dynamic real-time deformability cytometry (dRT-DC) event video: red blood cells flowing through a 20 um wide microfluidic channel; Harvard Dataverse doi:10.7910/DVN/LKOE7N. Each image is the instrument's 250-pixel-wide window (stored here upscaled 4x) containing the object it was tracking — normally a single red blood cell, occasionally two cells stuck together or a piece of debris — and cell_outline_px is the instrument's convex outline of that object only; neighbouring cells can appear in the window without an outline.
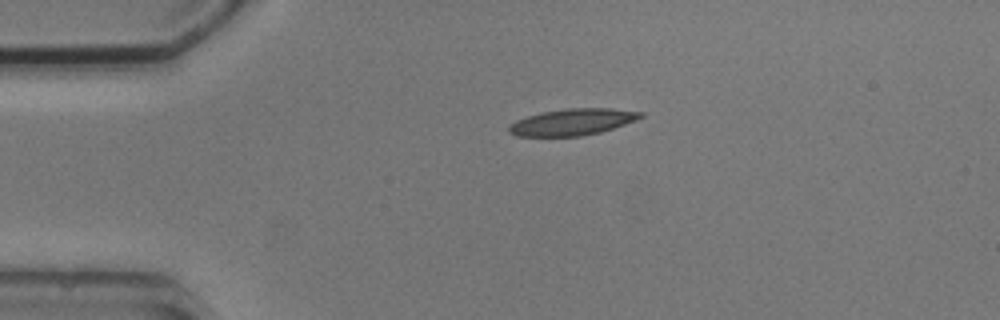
{"species": "common noctule bat (a hibernating species)", "species_latin": "Nyctalus noctula", "temperature_condition": "cold", "stored_images_in_passage": 2, "camera_frame_rate_fps": 3000, "um_per_image_px": 0.085, "animal": {"sex": "male", "body_mass_g": 20.5, "forearm_length_mm": 52.5}, "frame": {"image": 1, "passage_image": 1, "time_ms": 0.0, "image_size_px": [1000, 320], "cell_outline_px": [[644, 116], [636, 120], [600, 132], [580, 136], [516, 136], [508, 132], [508, 128], [516, 120], [528, 116], [544, 112], [564, 108], [612, 108], [644, 112]], "centroid_in_image_um": [48.68, 10.36], "position_along_channel_um": 36.3, "area_um2": 20.23}}